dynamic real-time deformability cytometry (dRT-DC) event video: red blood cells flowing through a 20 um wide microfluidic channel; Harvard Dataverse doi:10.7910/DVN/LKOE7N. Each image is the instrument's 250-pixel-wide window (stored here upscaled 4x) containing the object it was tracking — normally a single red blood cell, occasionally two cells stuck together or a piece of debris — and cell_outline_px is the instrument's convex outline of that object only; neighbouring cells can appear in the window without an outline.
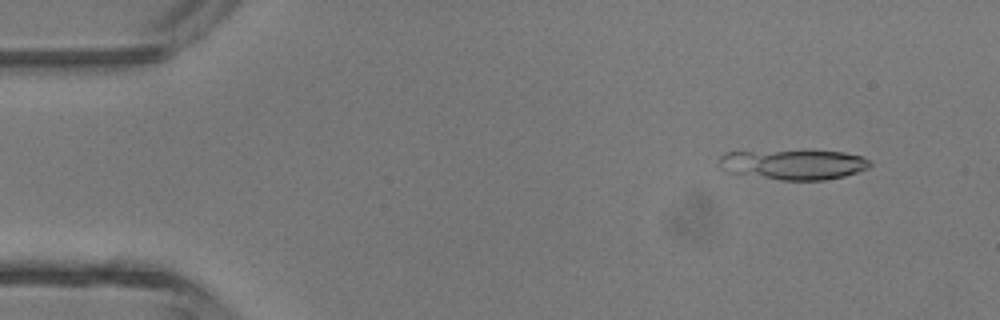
{"species": "common noctule bat (a hibernating species)", "species_latin": "Nyctalus noctula", "temperature_condition": "room temperature", "stored_images_in_passage": 4, "camera_frame_rate_fps": 3000, "um_per_image_px": 0.085, "animal": {"sex": "male", "body_mass_g": 13.3}, "frame": {"image": 1, "passage_image": 1, "time_ms": 0.0, "image_size_px": [1000, 320], "cell_outline_px": [[872, 164], [868, 168], [844, 176], [824, 180], [780, 180], [728, 172], [720, 168], [720, 156], [724, 152], [844, 152], [860, 156], [868, 160]], "centroid_in_image_um": [67.45, 14.0], "position_along_channel_um": 17.6, "area_um2": 25.66}}